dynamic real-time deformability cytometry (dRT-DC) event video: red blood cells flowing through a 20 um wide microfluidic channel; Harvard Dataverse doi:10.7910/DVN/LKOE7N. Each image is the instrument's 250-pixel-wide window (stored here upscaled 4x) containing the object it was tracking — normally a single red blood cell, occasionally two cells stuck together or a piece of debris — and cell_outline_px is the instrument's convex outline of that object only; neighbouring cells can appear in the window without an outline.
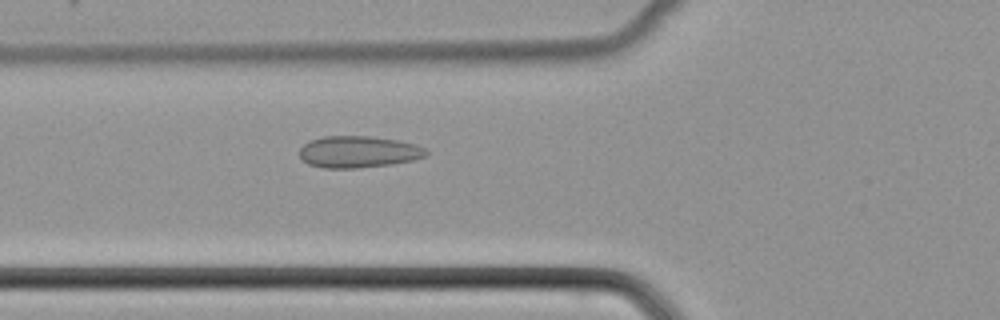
{"species": "common noctule bat (a hibernating species)", "species_latin": "Nyctalus noctula", "temperature_condition": "cold", "stored_images_in_passage": 3, "camera_frame_rate_fps": 3000, "um_per_image_px": 0.085, "animal": {"sex": "female", "body_mass_g": 22.7, "forearm_length_mm": 54.2}, "frame": {"image": 1, "passage_image": 2, "time_ms": 0.333, "image_size_px": [1000, 320], "cell_outline_px": [[428, 156], [412, 160], [392, 164], [356, 168], [324, 168], [308, 164], [300, 156], [300, 148], [308, 140], [324, 136], [372, 136], [400, 140], [416, 144], [424, 148], [428, 152]], "centroid_in_image_um": [30.48, 12.9], "position_along_channel_um": 95.3, "area_um2": 23.58}}